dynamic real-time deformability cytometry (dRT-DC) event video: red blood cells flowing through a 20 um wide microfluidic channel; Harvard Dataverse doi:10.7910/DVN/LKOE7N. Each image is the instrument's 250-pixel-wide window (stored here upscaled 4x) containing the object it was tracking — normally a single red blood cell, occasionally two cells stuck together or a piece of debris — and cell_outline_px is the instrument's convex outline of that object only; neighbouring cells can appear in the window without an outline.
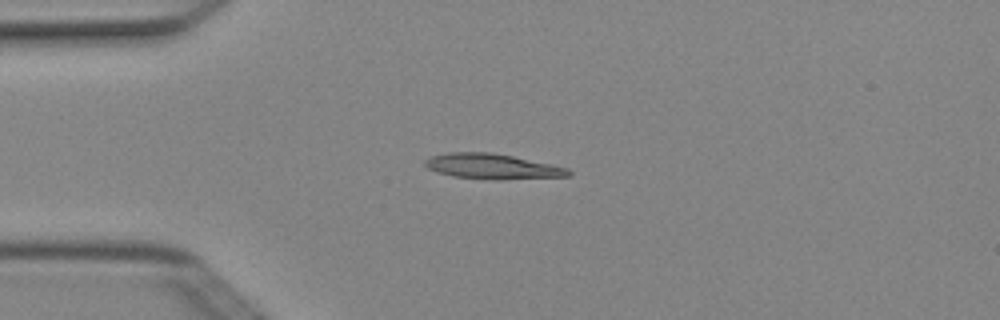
{"species": "Egyptian fruit bat (a non-hibernating species)", "species_latin": "Rousettus aegyptiacus", "temperature_condition": "cold", "stored_images_in_passage": 5, "camera_frame_rate_fps": 3000, "um_per_image_px": 0.085, "animal": {"sex": "female"}, "frame": {"image": 1, "passage_image": 2, "time_ms": 0.333, "image_size_px": [1000, 320], "cell_outline_px": [[572, 176], [500, 180], [452, 176], [436, 172], [428, 168], [424, 164], [424, 160], [432, 156], [448, 152], [492, 152], [552, 164], [568, 168], [572, 172]], "centroid_in_image_um": [41.87, 14.15], "position_along_channel_um": 43.1, "area_um2": 21.21}}
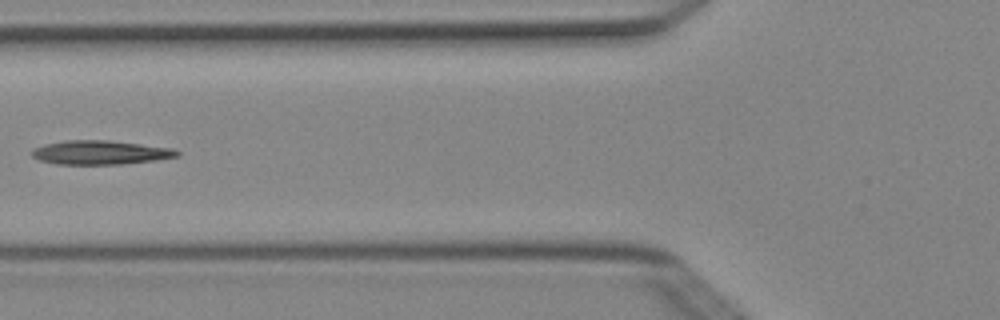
{"frame": {"image": 2, "passage_image": 4, "time_ms": 1.0, "image_size_px": [1000, 320], "cell_outline_px": [[180, 156], [156, 160], [120, 164], [56, 164], [40, 160], [32, 156], [32, 148], [44, 144], [64, 140], [108, 140], [176, 148], [180, 152]], "centroid_in_image_um": [8.56, 12.95], "position_along_channel_um": 117.2, "area_um2": 20.46}}
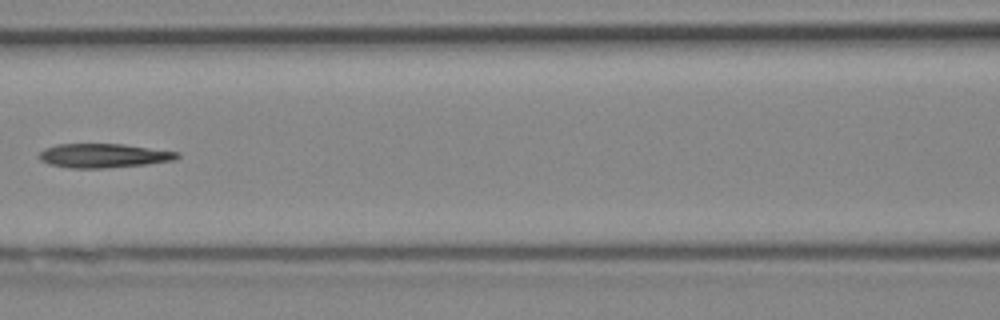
{"frame": {"image": 3, "passage_image": 5, "time_ms": 1.333, "image_size_px": [1000, 320], "cell_outline_px": [[180, 156], [176, 160], [148, 164], [104, 168], [68, 168], [48, 164], [40, 160], [36, 156], [44, 148], [56, 144], [124, 144], [180, 152]], "centroid_in_image_um": [8.79, 13.23], "position_along_channel_um": 157.8, "area_um2": 19.65}}